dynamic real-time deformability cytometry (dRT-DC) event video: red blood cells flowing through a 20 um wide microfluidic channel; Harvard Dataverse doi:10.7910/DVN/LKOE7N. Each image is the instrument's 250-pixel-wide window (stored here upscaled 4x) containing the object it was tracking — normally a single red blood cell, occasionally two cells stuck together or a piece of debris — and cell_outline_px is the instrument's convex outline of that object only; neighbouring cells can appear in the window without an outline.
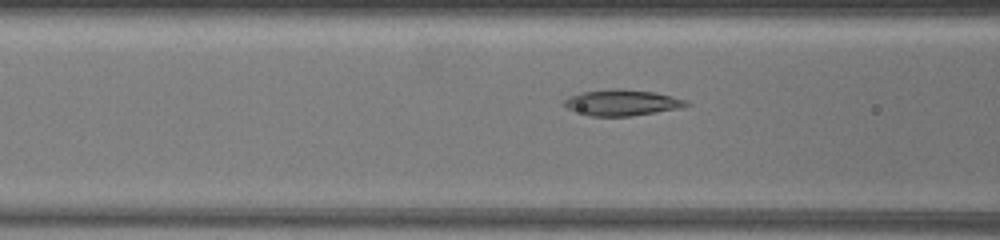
{"species": "common noctule bat (a hibernating species)", "species_latin": "Nyctalus noctula", "temperature_condition": "warm", "stored_images_in_passage": 37, "camera_frame_rate_fps": 3000, "um_per_image_px": 0.085, "animal": {"sex": "female", "body_mass_g": 19.5, "forearm_length_mm": 54.1}, "frame": {"image": 1, "passage_image": 5, "time_ms": 1.333, "image_size_px": [1000, 240], "cell_outline_px": [[692, 104], [680, 108], [632, 116], [592, 116], [568, 108], [564, 104], [564, 100], [580, 92], [616, 88], [656, 92], [688, 100]], "centroid_in_image_um": [52.94, 8.71], "position_along_channel_um": 113.7, "area_um2": 18.38}}
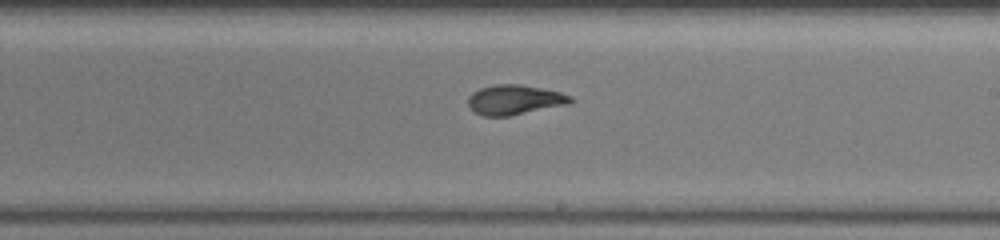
{"frame": {"image": 2, "passage_image": 17, "time_ms": 5.333, "image_size_px": [1000, 240], "cell_outline_px": [[572, 100], [568, 104], [508, 116], [484, 116], [476, 112], [468, 104], [468, 96], [472, 92], [480, 88], [496, 84], [520, 84], [560, 92], [572, 96]], "centroid_in_image_um": [43.72, 8.47], "position_along_channel_um": 245.3, "area_um2": 17.57}}
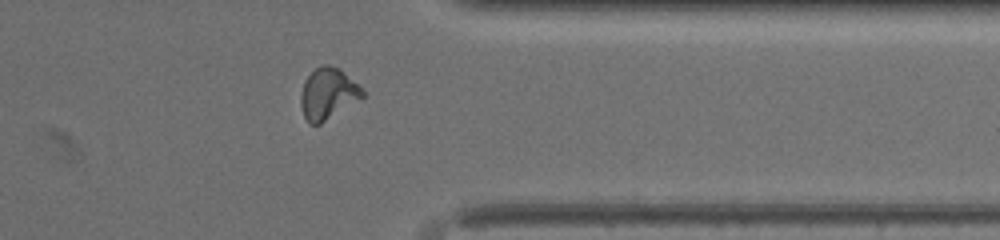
{"frame": {"image": 3, "passage_image": 30, "time_ms": 9.667, "image_size_px": [1000, 240], "cell_outline_px": [[364, 96], [320, 124], [308, 124], [304, 116], [300, 104], [300, 96], [304, 80], [316, 68], [324, 64], [328, 64], [340, 68], [364, 92]], "centroid_in_image_um": [27.83, 7.96], "position_along_channel_um": 383.6, "area_um2": 18.15}}